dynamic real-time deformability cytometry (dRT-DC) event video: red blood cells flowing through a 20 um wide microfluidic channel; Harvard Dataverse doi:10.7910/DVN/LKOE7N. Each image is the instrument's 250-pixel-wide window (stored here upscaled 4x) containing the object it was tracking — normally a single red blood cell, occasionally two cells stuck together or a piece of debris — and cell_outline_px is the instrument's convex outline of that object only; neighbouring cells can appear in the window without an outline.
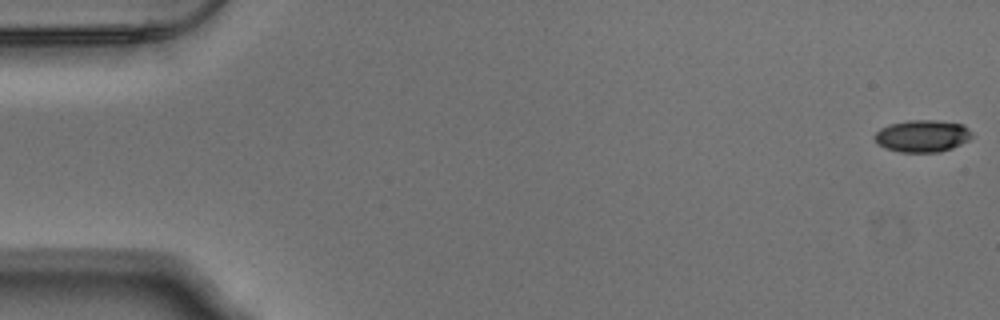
{"species": "Egyptian fruit bat (a non-hibernating species)", "species_latin": "Rousettus aegyptiacus", "temperature_condition": "warm", "stored_images_in_passage": 54, "camera_frame_rate_fps": 3000, "um_per_image_px": 0.085, "animal": {"sex": "male"}, "frame": {"image": 1, "passage_image": 1, "time_ms": 0.0, "image_size_px": [1000, 320], "cell_outline_px": [[972, 136], [968, 140], [952, 148], [940, 152], [900, 152], [884, 148], [872, 136], [880, 128], [888, 124], [908, 120], [936, 120], [964, 124], [972, 132]], "centroid_in_image_um": [78.39, 11.55], "position_along_channel_um": 6.6, "area_um2": 18.32}}
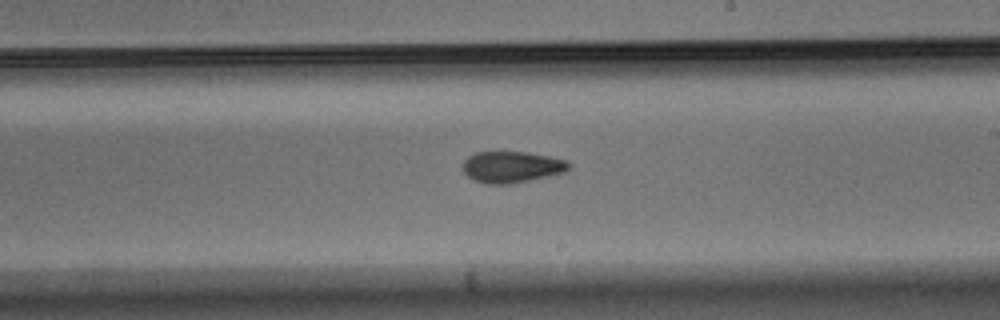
{"frame": {"image": 2, "passage_image": 31, "time_ms": 10.0, "image_size_px": [1000, 320], "cell_outline_px": [[572, 168], [564, 172], [516, 184], [484, 184], [472, 180], [464, 172], [464, 160], [468, 156], [476, 152], [528, 152], [568, 160], [572, 164]], "centroid_in_image_um": [43.53, 14.2], "position_along_channel_um": 245.5, "area_um2": 19.71}}
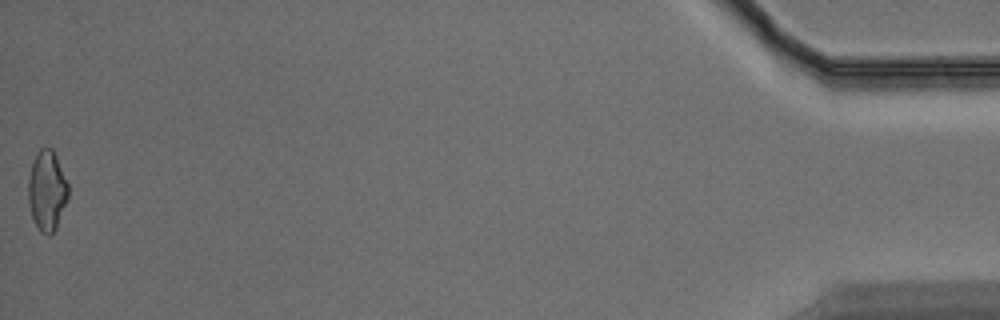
{"frame": {"image": 3, "passage_image": 53, "time_ms": 17.333, "image_size_px": [1000, 320], "cell_outline_px": [[68, 200], [56, 228], [48, 236], [40, 232], [32, 220], [28, 204], [28, 176], [36, 152], [40, 148], [52, 148], [56, 156], [68, 184]], "centroid_in_image_um": [3.98, 16.23], "position_along_channel_um": 431.2, "area_um2": 18.9}, "authors_computed_cell_mechanics": {"area_um2": 19.1607, "velocity_mm_per_s": 3.8531, "shape_relaxation_time_tau1_ms": 10.2641, "shape_relaxation_time_tau2_ms": 2.1937, "deformation_change_tau1": 0.2028, "deformation_change_tau2": 0.0789}}